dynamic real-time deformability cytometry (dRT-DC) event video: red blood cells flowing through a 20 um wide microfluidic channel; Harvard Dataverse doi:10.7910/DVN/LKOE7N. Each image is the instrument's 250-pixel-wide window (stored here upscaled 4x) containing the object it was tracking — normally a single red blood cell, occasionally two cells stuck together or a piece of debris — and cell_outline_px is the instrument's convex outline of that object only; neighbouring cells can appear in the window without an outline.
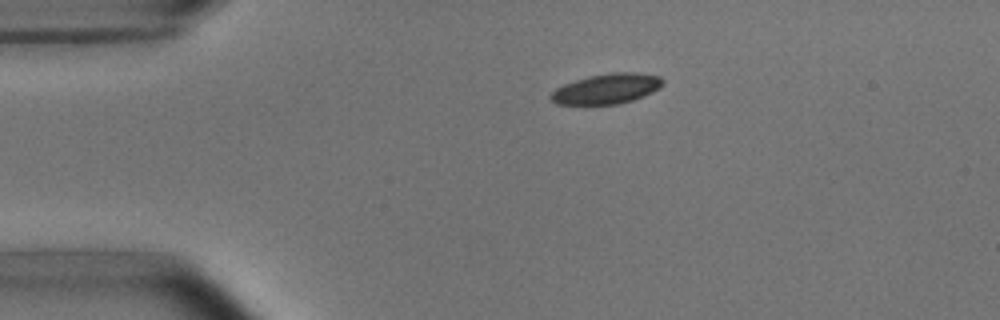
{"species": "common noctule bat (a hibernating species)", "species_latin": "Nyctalus noctula", "temperature_condition": "room temperature", "stored_images_in_passage": 42, "camera_frame_rate_fps": 3000, "um_per_image_px": 0.085, "animal": {"sex": "male", "body_mass_g": 15.6}, "frame": {"image": 1, "passage_image": 1, "time_ms": 0.0, "image_size_px": [1000, 320], "cell_outline_px": [[664, 84], [660, 88], [644, 96], [620, 104], [556, 104], [548, 96], [556, 88], [564, 84], [588, 76], [612, 72], [636, 72], [660, 76], [664, 80]], "centroid_in_image_um": [51.6, 7.54], "position_along_channel_um": 33.4, "area_um2": 19.77}}
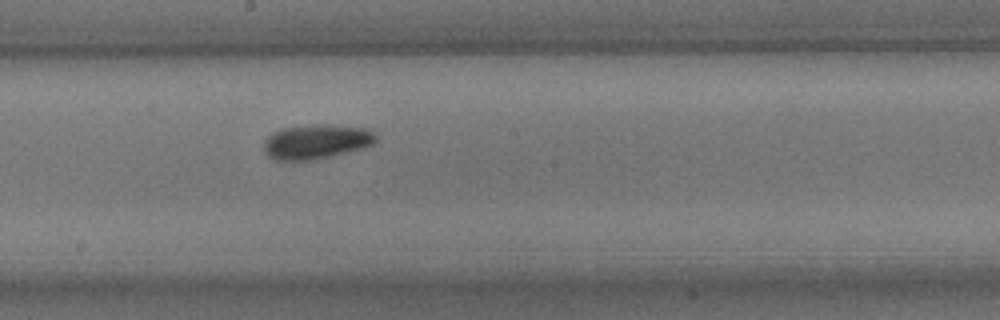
{"frame": {"image": 2, "passage_image": 19, "time_ms": 6.0, "image_size_px": [1000, 320], "cell_outline_px": [[376, 140], [372, 144], [364, 148], [312, 160], [276, 160], [268, 156], [264, 152], [264, 140], [272, 132], [280, 128], [312, 124], [328, 124], [372, 128], [376, 136]], "centroid_in_image_um": [26.89, 12.02], "position_along_channel_um": 221.3, "area_um2": 22.89}}
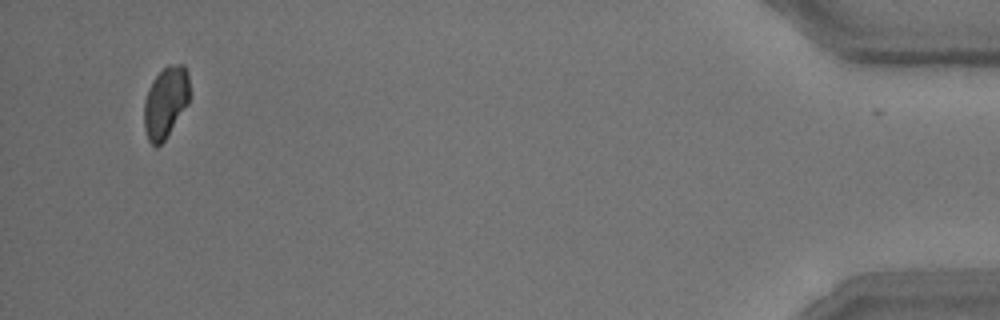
{"frame": {"image": 3, "passage_image": 41, "time_ms": 13.333, "image_size_px": [1000, 320], "cell_outline_px": [[192, 96], [188, 104], [164, 140], [156, 148], [148, 140], [144, 128], [144, 100], [148, 88], [156, 76], [168, 64], [184, 64], [188, 72]], "centroid_in_image_um": [14.11, 8.66], "position_along_channel_um": 421.1, "area_um2": 19.25}, "authors_computed_cell_mechanics": {"area_um2": 20.8369, "velocity_mm_per_s": 3.7873, "shape_relaxation_time_tau1_ms": 2.4306, "shape_relaxation_time_tau2_ms": 1.486, "deformation_change_tau1": 0.0977, "deformation_change_tau2": 0.0563}}